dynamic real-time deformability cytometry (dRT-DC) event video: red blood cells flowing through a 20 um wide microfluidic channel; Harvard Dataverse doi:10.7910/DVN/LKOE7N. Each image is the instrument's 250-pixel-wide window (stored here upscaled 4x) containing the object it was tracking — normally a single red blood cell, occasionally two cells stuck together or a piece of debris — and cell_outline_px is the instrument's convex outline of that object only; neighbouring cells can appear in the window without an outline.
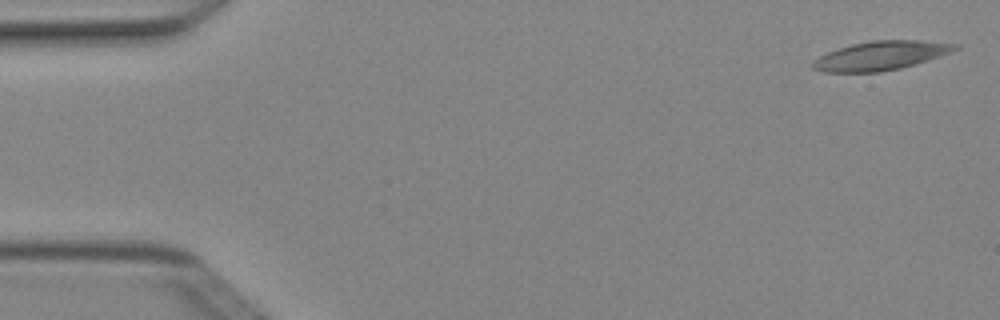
{"species": "Egyptian fruit bat (a non-hibernating species)", "species_latin": "Rousettus aegyptiacus", "temperature_condition": "cold", "stored_images_in_passage": 4, "camera_frame_rate_fps": 3000, "um_per_image_px": 0.085, "animal": {"sex": "female"}, "frame": {"image": 1, "passage_image": 1, "time_ms": 0.0, "image_size_px": [1000, 320], "cell_outline_px": [[960, 48], [916, 64], [900, 68], [880, 72], [824, 72], [812, 68], [812, 60], [828, 52], [852, 44], [872, 40], [924, 40], [960, 44]], "centroid_in_image_um": [74.87, 4.72], "position_along_channel_um": 10.1, "area_um2": 23.93}}